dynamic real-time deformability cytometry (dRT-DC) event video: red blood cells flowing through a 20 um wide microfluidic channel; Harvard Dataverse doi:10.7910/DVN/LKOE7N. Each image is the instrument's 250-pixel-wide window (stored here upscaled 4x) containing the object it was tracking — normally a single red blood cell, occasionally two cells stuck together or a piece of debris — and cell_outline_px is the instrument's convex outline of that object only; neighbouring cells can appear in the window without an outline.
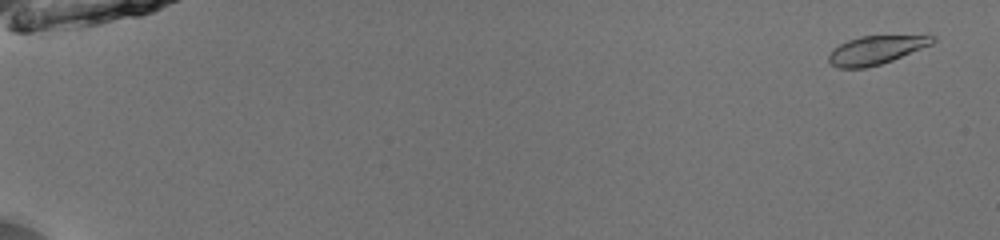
{"species": "common noctule bat (a hibernating species)", "species_latin": "Nyctalus noctula", "temperature_condition": "room temperature", "stored_images_in_passage": 54, "camera_frame_rate_fps": 3000, "um_per_image_px": 0.085, "animal": {"sex": "male", "body_mass_g": 13.0, "forearm_length_mm": 53.1}, "frame": {"image": 1, "passage_image": 3, "time_ms": 0.667, "image_size_px": [1000, 240], "cell_outline_px": [[936, 40], [932, 44], [892, 60], [880, 64], [864, 68], [840, 68], [832, 64], [828, 60], [828, 56], [832, 48], [848, 40], [860, 36], [928, 32], [936, 36]], "centroid_in_image_um": [74.59, 4.17], "position_along_channel_um": 10.4, "area_um2": 18.09}}
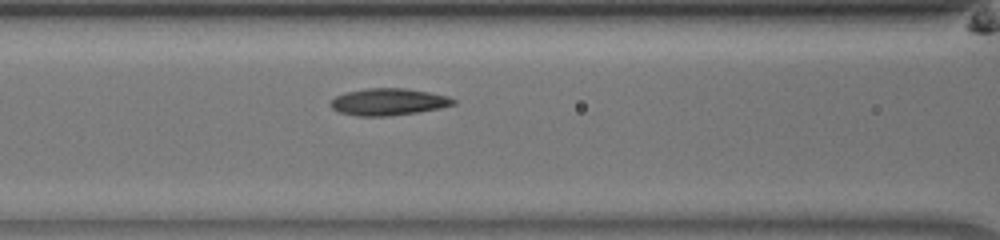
{"frame": {"image": 2, "passage_image": 26, "time_ms": 8.333, "image_size_px": [1000, 240], "cell_outline_px": [[456, 104], [440, 108], [416, 112], [388, 116], [356, 116], [340, 112], [332, 108], [328, 104], [336, 96], [344, 92], [368, 88], [404, 88], [428, 92], [448, 96], [456, 100]], "centroid_in_image_um": [33.0, 8.65], "position_along_channel_um": 133.6, "area_um2": 19.25}}
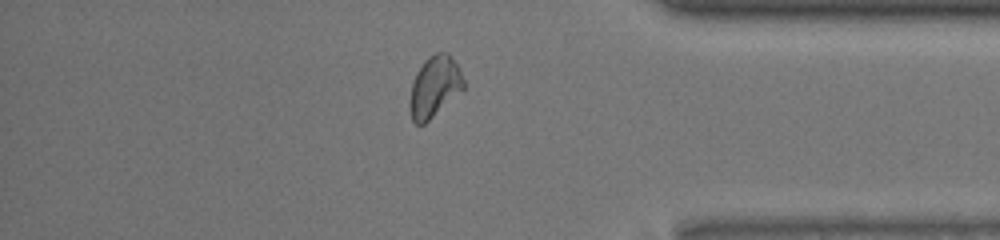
{"frame": {"image": 3, "passage_image": 47, "time_ms": 15.333, "image_size_px": [1000, 240], "cell_outline_px": [[464, 88], [424, 124], [416, 124], [412, 120], [408, 108], [408, 100], [412, 84], [416, 72], [424, 60], [428, 56], [436, 52], [448, 52], [460, 68], [464, 80]], "centroid_in_image_um": [36.9, 7.35], "position_along_channel_um": 398.3, "area_um2": 19.25}, "authors_computed_cell_mechanics": {"area_um2": 18.5249, "velocity_mm_per_s": 3.9684, "shape_relaxation_time_tau1_ms": 4.742, "shape_relaxation_time_tau2_ms": 2.5972, "deformation_change_tau1": 0.1343, "deformation_change_tau2": 0.083}}